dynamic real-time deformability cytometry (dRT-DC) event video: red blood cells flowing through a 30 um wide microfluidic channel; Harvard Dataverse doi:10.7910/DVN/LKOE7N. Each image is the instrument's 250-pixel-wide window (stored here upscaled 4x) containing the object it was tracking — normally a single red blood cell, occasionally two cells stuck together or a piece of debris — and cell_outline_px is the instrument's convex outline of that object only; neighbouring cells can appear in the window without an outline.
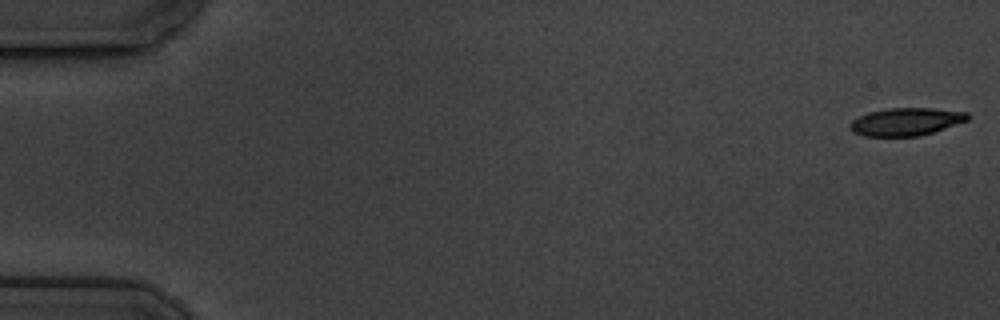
{"species": "common noctule bat (a hibernating species)", "species_latin": "Nyctalus noctula", "temperature_condition": "cold", "stored_images_in_passage": 5, "camera_frame_rate_fps": 3000, "um_per_image_px": 0.085, "animal": {"sex": "male", "body_mass_g": 19.5, "forearm_length_mm": 54.6}, "frame": {"image": 1, "passage_image": 1, "time_ms": 0.0, "image_size_px": [1000, 320], "cell_outline_px": [[968, 120], [920, 136], [864, 136], [852, 132], [848, 124], [852, 120], [868, 112], [888, 108], [932, 108], [968, 112]], "centroid_in_image_um": [76.97, 10.34], "position_along_channel_um": 8.0, "area_um2": 18.96}}
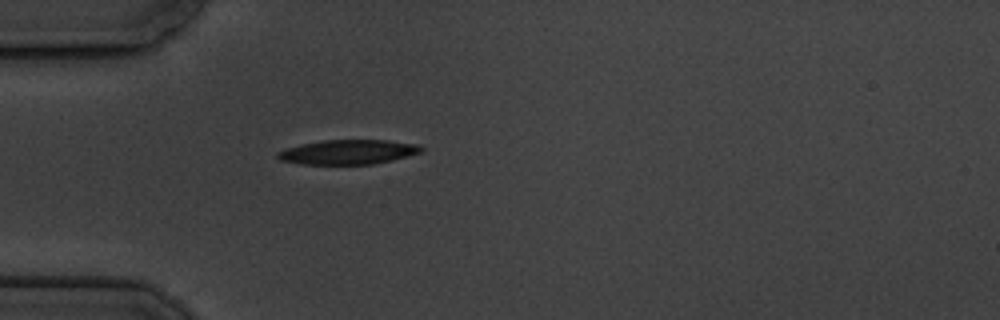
{"frame": {"image": 2, "passage_image": 5, "time_ms": 5.333, "image_size_px": [1000, 320], "cell_outline_px": [[424, 148], [420, 152], [408, 156], [392, 160], [372, 164], [300, 164], [280, 160], [276, 156], [276, 152], [288, 148], [304, 144], [324, 140], [388, 140], [420, 144]], "centroid_in_image_um": [29.62, 12.92], "position_along_channel_um": 55.4, "area_um2": 20.46}}